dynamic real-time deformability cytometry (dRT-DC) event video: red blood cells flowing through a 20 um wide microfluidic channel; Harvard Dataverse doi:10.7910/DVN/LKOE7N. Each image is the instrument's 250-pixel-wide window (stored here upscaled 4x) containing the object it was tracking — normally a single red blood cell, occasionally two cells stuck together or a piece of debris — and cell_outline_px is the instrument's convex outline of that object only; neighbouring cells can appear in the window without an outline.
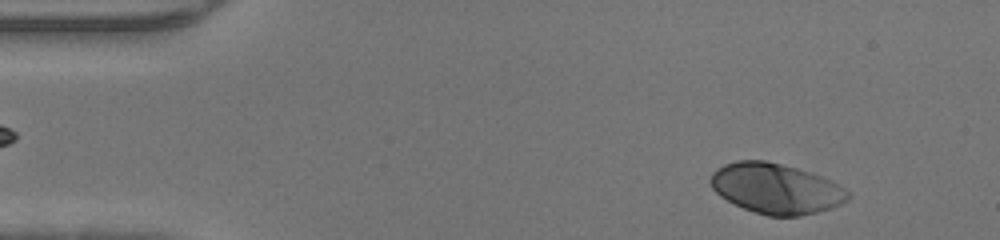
{"species": "human", "species_latin": "Homo sapiens", "temperature_condition": "warm", "stored_images_in_passage": 38, "camera_frame_rate_fps": 3000, "um_per_image_px": 0.085, "donor": {"sex": "male"}, "frame": {"image": 1, "passage_image": 3, "time_ms": 0.667, "image_size_px": [1000, 240], "cell_outline_px": [[852, 196], [848, 200], [832, 208], [800, 216], [768, 216], [744, 208], [720, 196], [712, 188], [708, 180], [712, 172], [716, 168], [724, 164], [736, 160], [764, 160], [796, 168], [820, 176], [844, 188]], "centroid_in_image_um": [65.92, 16.02], "position_along_channel_um": 19.1, "area_um2": 40.06}}
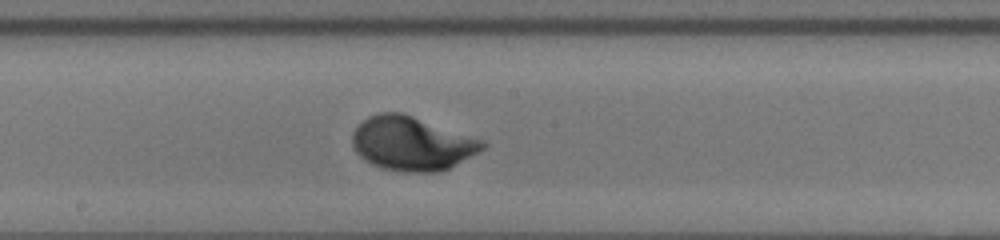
{"frame": {"image": 2, "passage_image": 23, "time_ms": 7.333, "image_size_px": [1000, 240], "cell_outline_px": [[488, 144], [484, 148], [448, 168], [440, 172], [400, 172], [384, 168], [372, 164], [364, 160], [356, 152], [352, 144], [352, 132], [368, 116], [380, 112], [400, 112], [484, 140]], "centroid_in_image_um": [34.98, 12.2], "position_along_channel_um": 213.2, "area_um2": 40.58}}
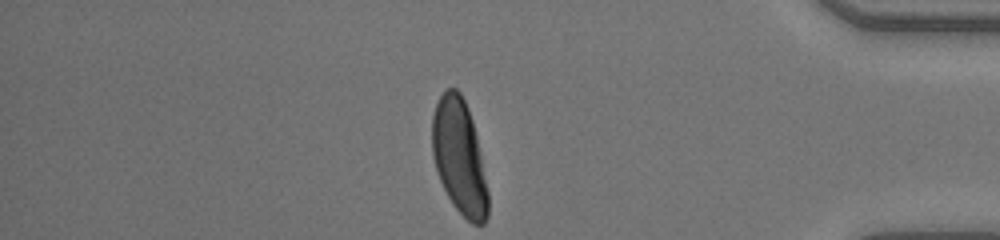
{"frame": {"image": 3, "passage_image": 38, "time_ms": 12.333, "image_size_px": [1000, 240], "cell_outline_px": [[488, 216], [484, 224], [472, 224], [452, 204], [436, 172], [432, 156], [432, 116], [436, 104], [440, 96], [448, 88], [456, 88], [460, 92], [468, 108], [472, 120], [476, 136], [488, 192]], "centroid_in_image_um": [39.02, 13.34], "position_along_channel_um": 396.2, "area_um2": 37.11}}